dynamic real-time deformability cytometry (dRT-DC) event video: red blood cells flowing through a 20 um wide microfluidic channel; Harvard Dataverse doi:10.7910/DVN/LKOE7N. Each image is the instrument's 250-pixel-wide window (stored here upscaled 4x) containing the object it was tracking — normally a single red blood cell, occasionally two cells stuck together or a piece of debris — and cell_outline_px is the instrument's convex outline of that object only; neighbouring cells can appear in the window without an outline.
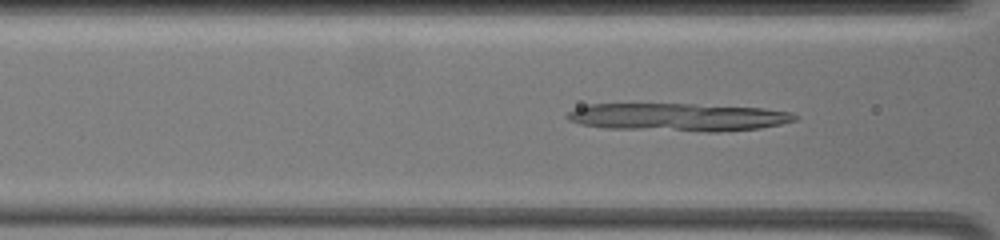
{"species": "common noctule bat (a hibernating species)", "species_latin": "Nyctalus noctula", "temperature_condition": "warm", "stored_images_in_passage": 42, "camera_frame_rate_fps": 3000, "um_per_image_px": 0.085, "animal": {"sex": "female", "body_mass_g": 19.5, "forearm_length_mm": 54.1}, "frame": {"image": 1, "passage_image": 9, "time_ms": 2.0, "image_size_px": [1000, 240], "cell_outline_px": [[800, 116], [796, 120], [780, 124], [760, 128], [720, 132], [704, 132], [604, 128], [580, 124], [568, 120], [564, 116], [568, 112], [576, 108], [588, 104], [696, 104], [764, 108], [792, 112]], "centroid_in_image_um": [57.66, 9.96], "position_along_channel_um": 108.9, "area_um2": 37.4}}
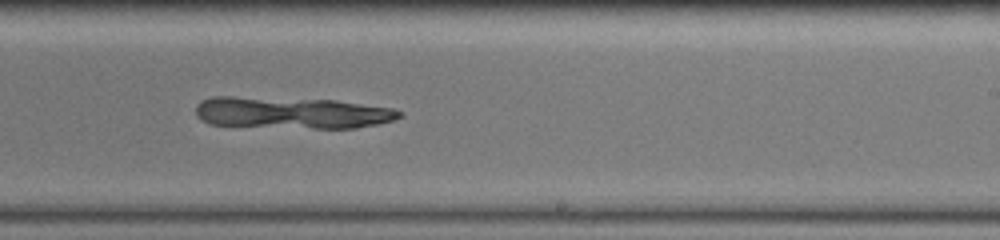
{"frame": {"image": 2, "passage_image": 22, "time_ms": 6.333, "image_size_px": [1000, 240], "cell_outline_px": [[404, 112], [396, 120], [356, 128], [312, 128], [208, 124], [200, 120], [196, 116], [196, 104], [200, 100], [212, 96], [232, 96], [336, 100], [392, 108]], "centroid_in_image_um": [24.77, 9.57], "position_along_channel_um": 264.2, "area_um2": 37.8}}
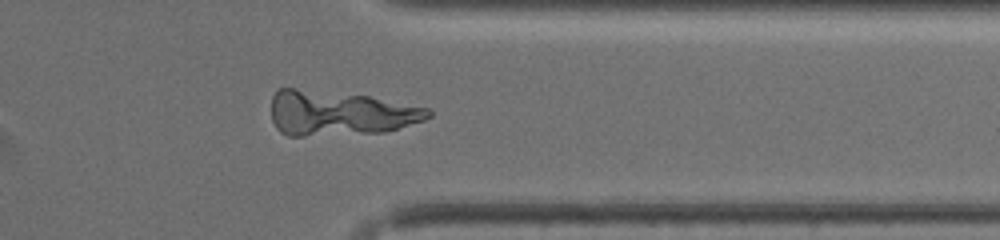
{"frame": {"image": 3, "passage_image": 32, "time_ms": 9.667, "image_size_px": [1000, 240], "cell_outline_px": [[432, 116], [424, 120], [384, 132], [304, 136], [288, 136], [280, 132], [276, 128], [272, 120], [272, 96], [280, 88], [292, 88], [368, 96], [428, 108], [432, 112]], "centroid_in_image_um": [28.84, 9.63], "position_along_channel_um": 382.6, "area_um2": 40.63}}